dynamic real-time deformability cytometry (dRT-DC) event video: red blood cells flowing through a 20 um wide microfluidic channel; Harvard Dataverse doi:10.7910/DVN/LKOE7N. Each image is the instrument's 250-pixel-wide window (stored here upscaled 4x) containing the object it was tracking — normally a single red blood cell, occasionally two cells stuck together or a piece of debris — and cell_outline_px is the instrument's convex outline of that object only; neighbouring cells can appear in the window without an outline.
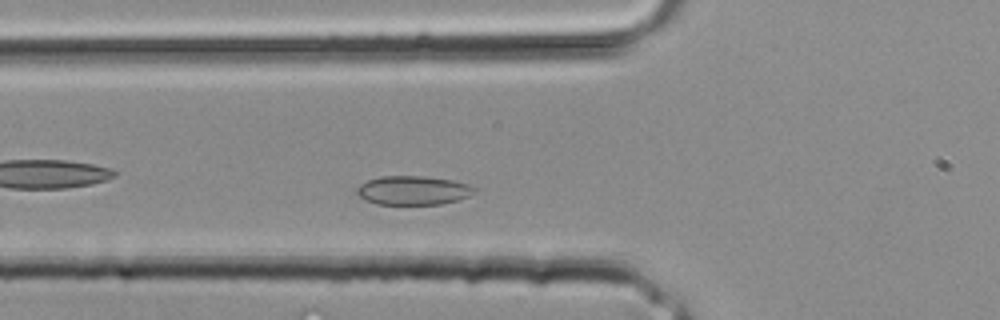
{"species": "common noctule bat (a hibernating species)", "species_latin": "Nyctalus noctula", "temperature_condition": "room temperature", "stored_images_in_passage": 25, "camera_frame_rate_fps": 3000, "um_per_image_px": 0.085, "animal": {"sex": "male", "body_mass_g": 20.4}, "frame": {"image": 1, "passage_image": 4, "time_ms": 1.0, "image_size_px": [1000, 320], "cell_outline_px": [[480, 188], [476, 192], [468, 196], [456, 200], [440, 204], [376, 204], [360, 196], [356, 192], [356, 188], [360, 184], [368, 180], [380, 176], [428, 176], [452, 180], [468, 184]], "centroid_in_image_um": [35.15, 16.17], "position_along_channel_um": 90.6, "area_um2": 19.88}}
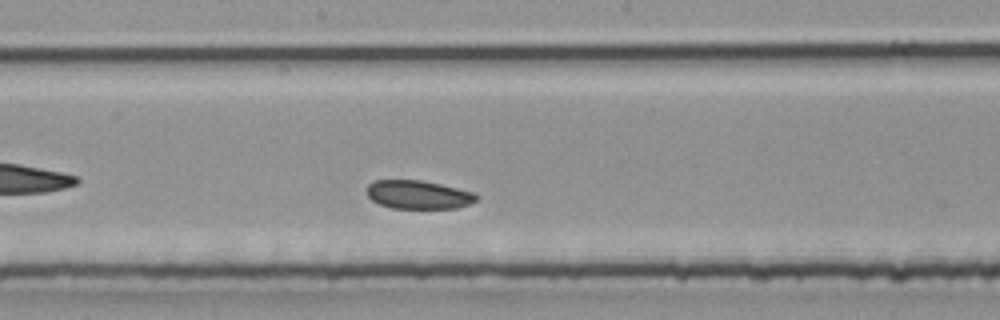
{"frame": {"image": 2, "passage_image": 10, "time_ms": 3.0, "image_size_px": [1000, 320], "cell_outline_px": [[480, 196], [476, 200], [468, 204], [456, 208], [392, 208], [380, 204], [372, 200], [368, 196], [368, 184], [372, 180], [420, 180], [440, 184], [476, 192]], "centroid_in_image_um": [35.58, 16.54], "position_along_channel_um": 212.6, "area_um2": 18.21}}
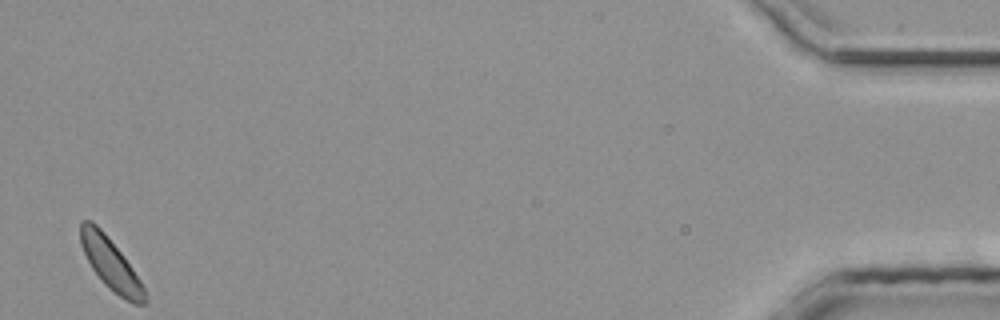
{"frame": {"image": 3, "passage_image": 25, "time_ms": 8.0, "image_size_px": [1000, 320], "cell_outline_px": [[148, 304], [132, 304], [124, 300], [112, 292], [104, 284], [92, 268], [80, 244], [80, 220], [92, 220], [104, 232], [120, 252], [132, 268], [140, 280], [144, 288]], "centroid_in_image_um": [9.41, 22.46], "position_along_channel_um": 425.8, "area_um2": 19.25}}